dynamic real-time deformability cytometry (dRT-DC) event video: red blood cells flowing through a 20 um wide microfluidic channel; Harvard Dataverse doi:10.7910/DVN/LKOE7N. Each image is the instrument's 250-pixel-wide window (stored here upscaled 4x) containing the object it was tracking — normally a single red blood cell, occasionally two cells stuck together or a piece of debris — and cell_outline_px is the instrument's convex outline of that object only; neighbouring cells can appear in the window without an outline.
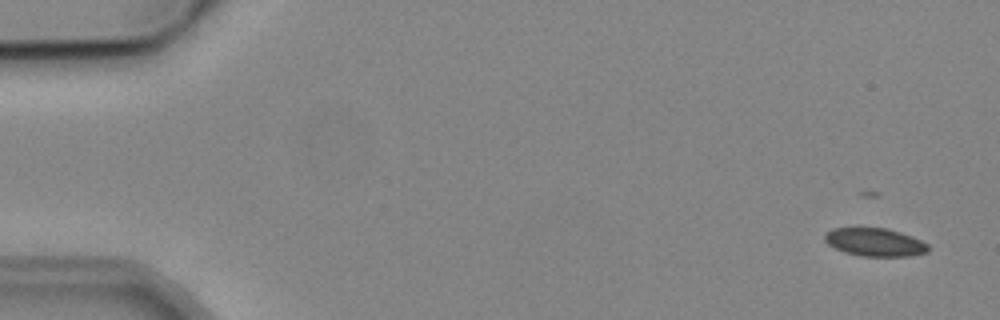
{"species": "common noctule bat (a hibernating species)", "species_latin": "Nyctalus noctula", "temperature_condition": "cold", "stored_images_in_passage": 6, "camera_frame_rate_fps": 3000, "um_per_image_px": 0.085, "animal": {"sex": "male", "body_mass_g": 19.2, "forearm_length_mm": 51.8}, "frame": {"image": 1, "passage_image": 1, "time_ms": 0.0, "image_size_px": [1000, 320], "cell_outline_px": [[928, 252], [908, 256], [860, 256], [844, 252], [828, 244], [824, 240], [824, 232], [832, 228], [884, 228], [900, 232], [912, 236], [928, 244]], "centroid_in_image_um": [74.33, 20.58], "position_along_channel_um": 10.7, "area_um2": 16.94}}
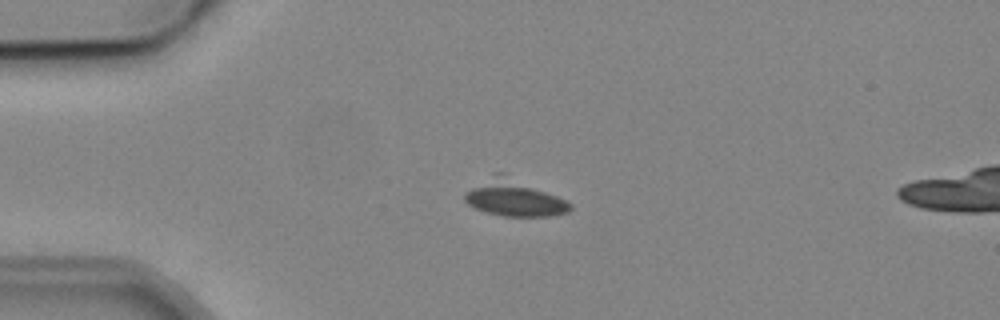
{"frame": {"image": 2, "passage_image": 4, "time_ms": 3.667, "image_size_px": [1000, 320], "cell_outline_px": [[572, 208], [568, 212], [548, 216], [504, 216], [484, 212], [468, 204], [464, 200], [464, 192], [496, 172], [504, 172], [556, 196], [572, 204]], "centroid_in_image_um": [43.66, 16.82], "position_along_channel_um": 41.3, "area_um2": 22.2}}